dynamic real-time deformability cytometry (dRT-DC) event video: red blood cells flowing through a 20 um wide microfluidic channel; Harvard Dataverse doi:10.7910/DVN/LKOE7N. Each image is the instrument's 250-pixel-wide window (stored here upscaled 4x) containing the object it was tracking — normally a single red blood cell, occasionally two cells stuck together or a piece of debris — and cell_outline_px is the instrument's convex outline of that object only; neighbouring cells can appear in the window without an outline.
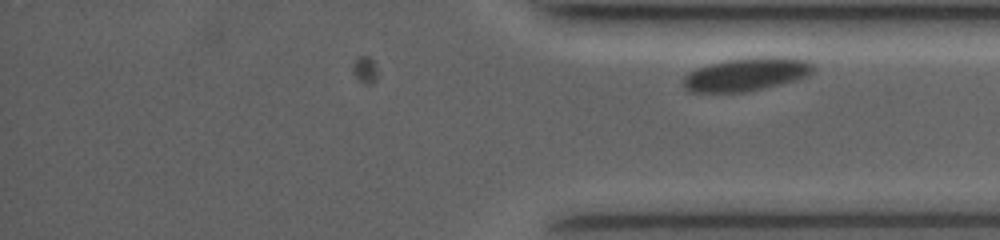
{"species": "common noctule bat (a hibernating species)", "species_latin": "Nyctalus noctula", "temperature_condition": "room temperature", "stored_images_in_passage": 26, "camera_frame_rate_fps": 4000, "um_per_image_px": 0.085, "animal": {"sex": "female", "body_mass_g": 19.0, "forearm_length_mm": 53.3}, "frame": {"image": 1, "passage_image": 26, "time_ms": 8.75, "image_size_px": [1000, 240], "cell_outline_px": [[816, 72], [808, 76], [796, 80], [780, 84], [744, 92], [688, 92], [680, 84], [684, 76], [688, 72], [696, 68], [708, 64], [724, 60], [760, 56], [784, 56], [808, 60], [816, 68]], "centroid_in_image_um": [63.45, 6.3], "position_along_channel_um": 371.8, "area_um2": 25.78}}